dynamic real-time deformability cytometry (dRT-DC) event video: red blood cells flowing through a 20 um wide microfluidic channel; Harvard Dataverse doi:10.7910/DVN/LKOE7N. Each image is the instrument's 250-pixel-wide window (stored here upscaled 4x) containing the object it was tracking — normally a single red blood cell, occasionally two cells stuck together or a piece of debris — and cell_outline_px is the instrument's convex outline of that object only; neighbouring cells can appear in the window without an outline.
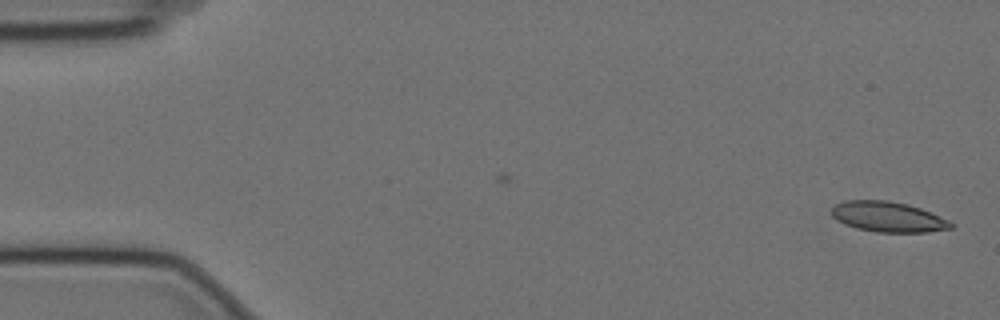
{"species": "Egyptian fruit bat (a non-hibernating species)", "species_latin": "Rousettus aegyptiacus", "temperature_condition": "cold", "stored_images_in_passage": 16, "camera_frame_rate_fps": 3000, "um_per_image_px": 0.085, "animal": {"sex": "female"}, "frame": {"image": 1, "passage_image": 1, "time_ms": 0.0, "image_size_px": [1000, 320], "cell_outline_px": [[956, 224], [952, 228], [928, 232], [876, 232], [856, 228], [844, 224], [836, 220], [832, 216], [832, 208], [836, 204], [844, 200], [888, 200], [908, 204], [920, 208], [940, 216]], "centroid_in_image_um": [75.48, 18.43], "position_along_channel_um": 9.5, "area_um2": 21.21}}
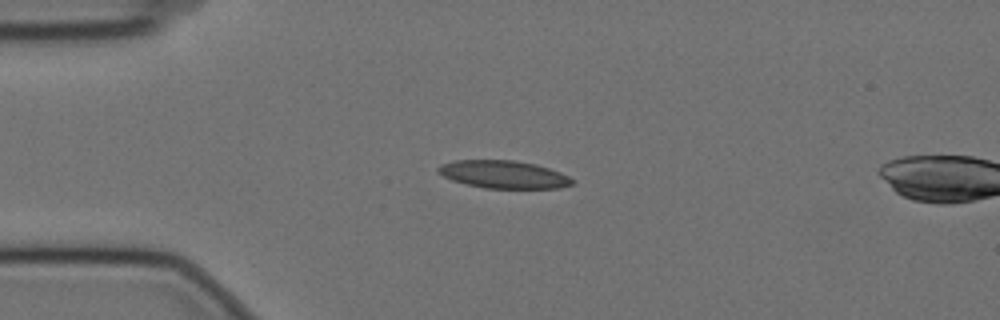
{"frame": {"image": 2, "passage_image": 13, "time_ms": 4.0, "image_size_px": [1000, 320], "cell_outline_px": [[576, 180], [572, 184], [560, 188], [484, 188], [452, 180], [436, 172], [436, 168], [440, 164], [452, 160], [512, 160], [536, 164], [560, 172]], "centroid_in_image_um": [42.79, 14.82], "position_along_channel_um": 42.2, "area_um2": 21.73}}